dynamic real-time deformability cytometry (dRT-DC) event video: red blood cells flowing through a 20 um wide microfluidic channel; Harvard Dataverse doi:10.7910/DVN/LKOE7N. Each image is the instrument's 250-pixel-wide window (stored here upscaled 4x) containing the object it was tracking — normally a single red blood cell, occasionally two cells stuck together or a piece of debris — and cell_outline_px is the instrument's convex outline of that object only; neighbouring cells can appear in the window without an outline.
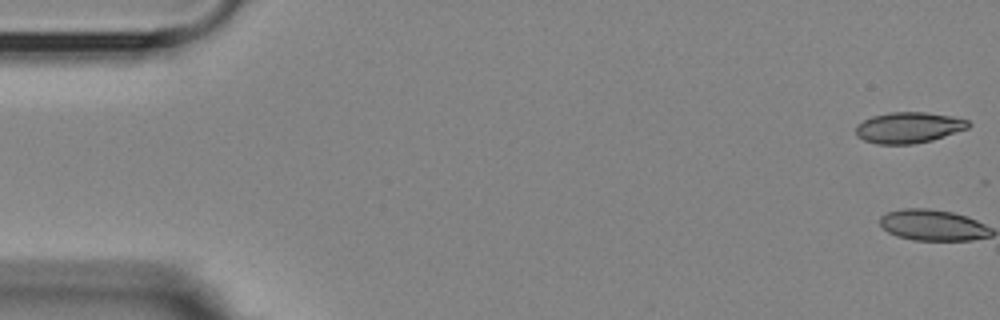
{"species": "Egyptian fruit bat (a non-hibernating species)", "species_latin": "Rousettus aegyptiacus", "temperature_condition": "room temperature", "stored_images_in_passage": 2, "camera_frame_rate_fps": 3000, "um_per_image_px": 0.085, "animal": {"sex": "female"}, "frame": {"image": 1, "passage_image": 1, "time_ms": 0.0, "image_size_px": [1000, 320], "cell_outline_px": [[972, 124], [968, 128], [932, 140], [912, 144], [876, 144], [864, 140], [856, 136], [856, 124], [872, 116], [888, 112], [924, 112], [948, 116], [968, 120]], "centroid_in_image_um": [77.2, 10.85], "position_along_channel_um": 7.8, "area_um2": 20.23}}